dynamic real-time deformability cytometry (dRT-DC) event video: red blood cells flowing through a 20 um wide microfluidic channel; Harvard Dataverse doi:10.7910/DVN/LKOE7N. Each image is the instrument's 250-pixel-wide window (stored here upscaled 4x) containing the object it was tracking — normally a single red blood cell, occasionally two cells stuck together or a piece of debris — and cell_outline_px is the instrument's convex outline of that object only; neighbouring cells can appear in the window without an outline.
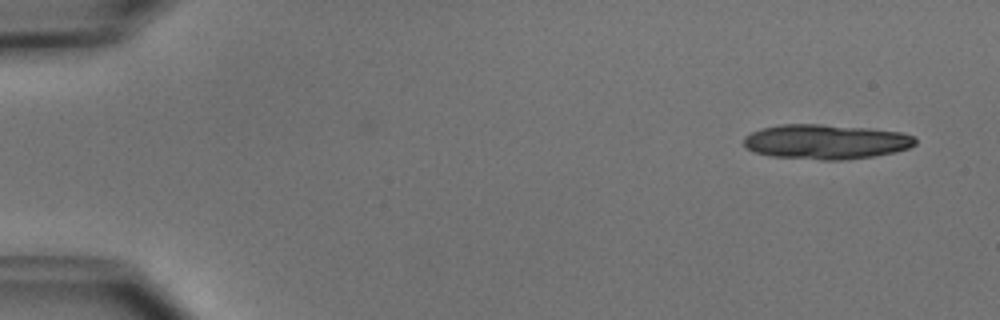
{"species": "common noctule bat (a hibernating species)", "species_latin": "Nyctalus noctula", "temperature_condition": "cold", "stored_images_in_passage": 5, "camera_frame_rate_fps": 3000, "um_per_image_px": 0.085, "animal": {"sex": "male", "body_mass_g": 15.6}, "frame": {"image": 1, "passage_image": 1, "time_ms": 0.0, "image_size_px": [1000, 320], "cell_outline_px": [[916, 144], [908, 148], [896, 152], [872, 156], [840, 160], [820, 160], [772, 156], [756, 152], [748, 148], [744, 144], [744, 136], [760, 128], [780, 124], [820, 124], [868, 128], [900, 132], [916, 136]], "centroid_in_image_um": [70.21, 12.04], "position_along_channel_um": 14.8, "area_um2": 34.74}}